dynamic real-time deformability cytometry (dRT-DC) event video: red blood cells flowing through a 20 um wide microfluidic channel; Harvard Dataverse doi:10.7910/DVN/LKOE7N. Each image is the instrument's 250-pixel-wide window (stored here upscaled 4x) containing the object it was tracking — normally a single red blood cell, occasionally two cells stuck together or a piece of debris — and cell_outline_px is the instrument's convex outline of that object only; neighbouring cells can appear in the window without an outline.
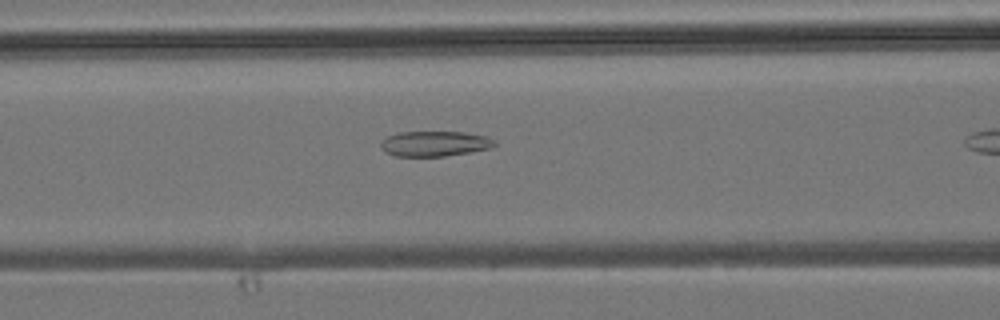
{"species": "common noctule bat (a hibernating species)", "species_latin": "Nyctalus noctula", "temperature_condition": "room temperature", "stored_images_in_passage": 11, "camera_frame_rate_fps": 3000, "um_per_image_px": 0.085, "animal": {"sex": "male", "body_mass_g": 19.2, "forearm_length_mm": 51.8}, "frame": {"image": 1, "passage_image": 7, "time_ms": 2.0, "image_size_px": [1000, 320], "cell_outline_px": [[496, 144], [492, 148], [444, 156], [396, 156], [384, 152], [380, 148], [380, 144], [388, 136], [400, 132], [464, 132], [488, 136], [496, 140]], "centroid_in_image_um": [36.97, 12.21], "position_along_channel_um": 129.6, "area_um2": 16.76}}
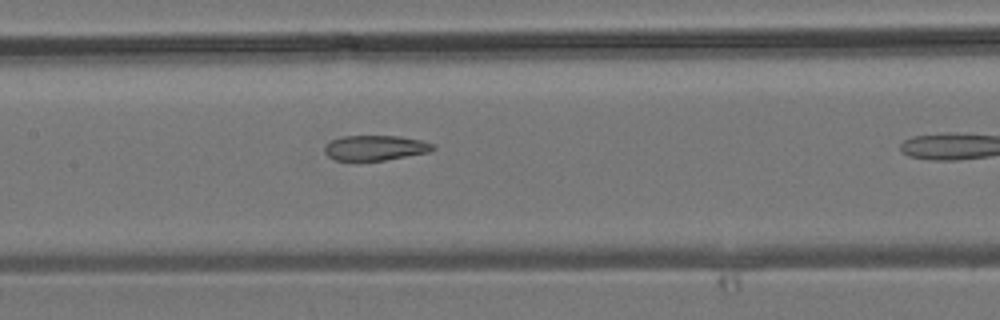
{"frame": {"image": 2, "passage_image": 10, "time_ms": 3.0, "image_size_px": [1000, 320], "cell_outline_px": [[436, 148], [428, 152], [384, 160], [336, 160], [328, 156], [324, 152], [324, 148], [332, 140], [344, 136], [400, 136], [420, 140], [436, 144]], "centroid_in_image_um": [31.93, 12.56], "position_along_channel_um": 175.5, "area_um2": 15.66}}